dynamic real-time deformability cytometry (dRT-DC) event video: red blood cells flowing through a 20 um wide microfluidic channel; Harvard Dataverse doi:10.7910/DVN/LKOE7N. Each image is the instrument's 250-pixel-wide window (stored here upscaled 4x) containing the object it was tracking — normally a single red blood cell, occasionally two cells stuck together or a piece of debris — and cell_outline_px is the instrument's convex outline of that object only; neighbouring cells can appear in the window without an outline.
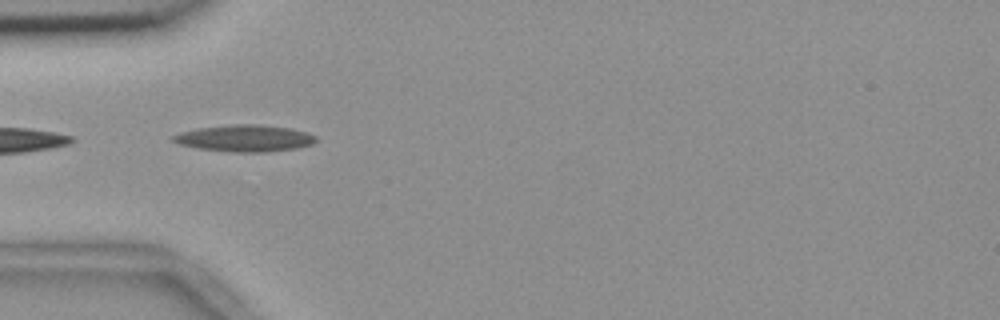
{"species": "common noctule bat (a hibernating species)", "species_latin": "Nyctalus noctula", "temperature_condition": "room temperature", "stored_images_in_passage": 5, "camera_frame_rate_fps": 3000, "um_per_image_px": 0.085, "animal": {"sex": "female", "body_mass_g": 18.4}, "frame": {"image": 1, "passage_image": 4, "time_ms": 1.0, "image_size_px": [1000, 320], "cell_outline_px": [[316, 140], [312, 144], [296, 148], [264, 152], [236, 152], [200, 148], [180, 144], [172, 140], [172, 136], [180, 132], [196, 128], [236, 124], [252, 124], [292, 128], [308, 132], [316, 136]], "centroid_in_image_um": [20.83, 11.74], "position_along_channel_um": 64.2, "area_um2": 22.02}}